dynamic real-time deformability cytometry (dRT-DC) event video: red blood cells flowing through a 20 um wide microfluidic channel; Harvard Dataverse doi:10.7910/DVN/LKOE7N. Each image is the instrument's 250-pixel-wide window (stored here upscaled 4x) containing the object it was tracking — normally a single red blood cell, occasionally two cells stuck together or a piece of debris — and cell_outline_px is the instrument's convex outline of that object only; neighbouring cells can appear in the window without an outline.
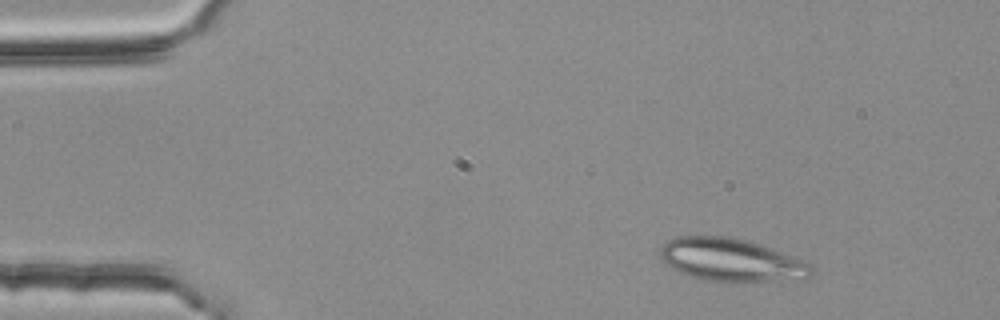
{"species": "common noctule bat (a hibernating species)", "species_latin": "Nyctalus noctula", "temperature_condition": "room temperature", "stored_images_in_passage": 3, "camera_frame_rate_fps": 3000, "um_per_image_px": 0.085, "animal": {"sex": "female", "body_mass_g": 25.1}, "frame": {"image": 1, "passage_image": 1, "time_ms": 0.0, "image_size_px": [1000, 320], "cell_outline_px": [[812, 272], [804, 280], [704, 280], [680, 272], [664, 264], [660, 260], [660, 248], [668, 240], [676, 236], [728, 236], [760, 244], [792, 256], [812, 264]], "centroid_in_image_um": [62.12, 22.07], "position_along_channel_um": 22.9, "area_um2": 37.28}}